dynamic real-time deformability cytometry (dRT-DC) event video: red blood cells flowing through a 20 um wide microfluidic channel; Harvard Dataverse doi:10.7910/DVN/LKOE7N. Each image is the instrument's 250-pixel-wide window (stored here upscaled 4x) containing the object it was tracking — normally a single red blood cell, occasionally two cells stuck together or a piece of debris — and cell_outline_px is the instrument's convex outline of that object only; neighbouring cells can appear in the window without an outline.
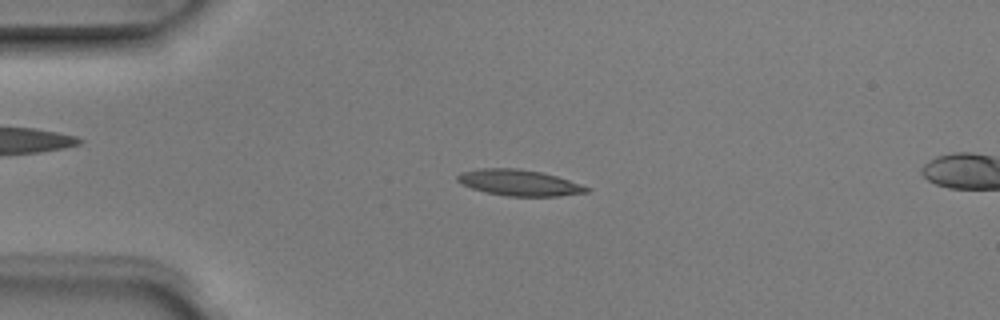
{"species": "Egyptian fruit bat (a non-hibernating species)", "species_latin": "Rousettus aegyptiacus", "temperature_condition": "room temperature", "stored_images_in_passage": 5, "segment_of_instrument_passage": [1, 2], "camera_frame_rate_fps": 3000, "um_per_image_px": 0.085, "animal": {"sex": "male"}, "frame": {"image": 1, "passage_image": 3, "time_ms": 0.667, "image_size_px": [1000, 320], "cell_outline_px": [[592, 188], [588, 192], [560, 196], [508, 196], [488, 192], [472, 188], [460, 184], [456, 180], [456, 176], [460, 172], [480, 168], [520, 168], [540, 172], [556, 176]], "centroid_in_image_um": [44.11, 15.52], "position_along_channel_um": 40.9, "area_um2": 19.59}}